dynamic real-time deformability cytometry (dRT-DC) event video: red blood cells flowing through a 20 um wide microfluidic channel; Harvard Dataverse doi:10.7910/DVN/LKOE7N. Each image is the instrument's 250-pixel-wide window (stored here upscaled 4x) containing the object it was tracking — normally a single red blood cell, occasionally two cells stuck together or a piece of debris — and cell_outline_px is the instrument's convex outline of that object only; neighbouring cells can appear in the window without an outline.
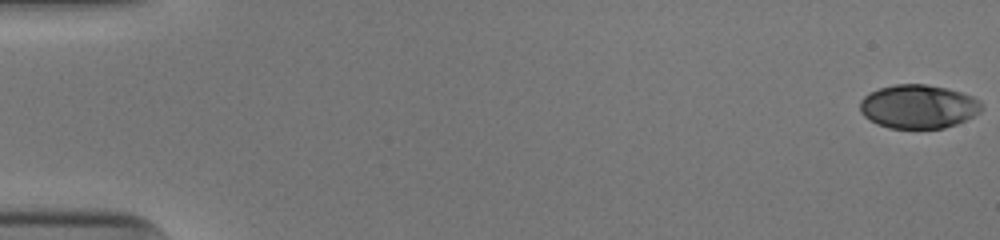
{"species": "human", "species_latin": "Homo sapiens", "temperature_condition": "cold", "stored_images_in_passage": 53, "camera_frame_rate_fps": 3000, "um_per_image_px": 0.085, "donor": {"sex": "male"}, "frame": {"image": 1, "passage_image": 1, "time_ms": 0.0, "image_size_px": [1000, 240], "cell_outline_px": [[984, 108], [980, 112], [956, 124], [944, 128], [888, 128], [876, 124], [864, 116], [860, 112], [860, 100], [868, 92], [880, 88], [896, 84], [924, 84], [948, 88], [972, 96], [980, 100]], "centroid_in_image_um": [78.05, 9.05], "position_along_channel_um": 7.0, "area_um2": 31.15}}
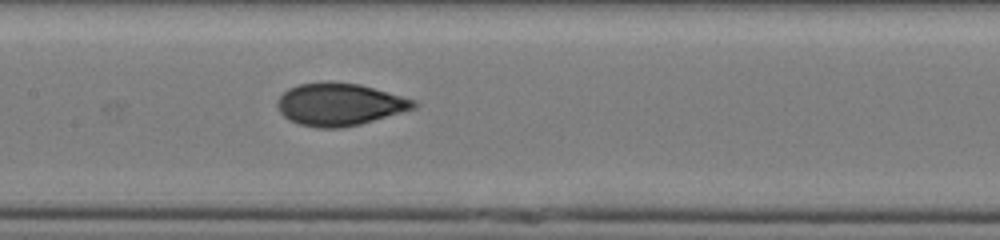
{"frame": {"image": 2, "passage_image": 27, "time_ms": 8.667, "image_size_px": [1000, 240], "cell_outline_px": [[420, 104], [416, 108], [360, 124], [340, 128], [320, 128], [300, 124], [284, 116], [280, 112], [276, 104], [276, 100], [288, 88], [300, 84], [328, 80], [332, 80], [360, 84], [416, 100]], "centroid_in_image_um": [28.87, 8.85], "position_along_channel_um": 178.5, "area_um2": 33.93}}
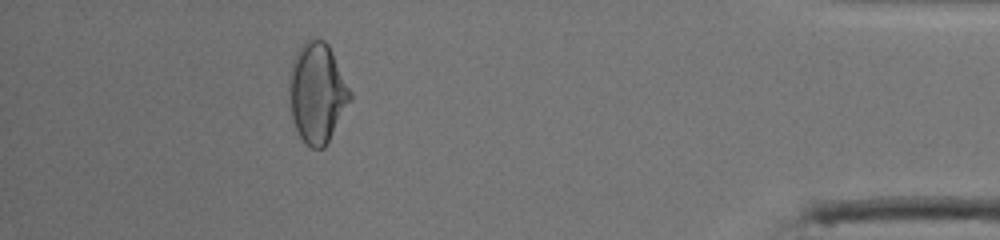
{"frame": {"image": 3, "passage_image": 48, "time_ms": 15.667, "image_size_px": [1000, 240], "cell_outline_px": [[352, 100], [324, 148], [312, 148], [300, 136], [292, 120], [288, 92], [288, 76], [292, 60], [300, 44], [304, 40], [324, 40], [328, 44], [352, 92]], "centroid_in_image_um": [26.94, 7.87], "position_along_channel_um": 408.3, "area_um2": 35.72}, "authors_computed_cell_mechanics": {"area_um2": 33.0616, "velocity_mm_per_s": 3.9597, "shape_relaxation_time_tau1_ms": 6.2743, "shape_relaxation_time_tau2_ms": 0.8486, "deformation_change_tau1": 0.1948, "deformation_change_tau2": 0.0411}}